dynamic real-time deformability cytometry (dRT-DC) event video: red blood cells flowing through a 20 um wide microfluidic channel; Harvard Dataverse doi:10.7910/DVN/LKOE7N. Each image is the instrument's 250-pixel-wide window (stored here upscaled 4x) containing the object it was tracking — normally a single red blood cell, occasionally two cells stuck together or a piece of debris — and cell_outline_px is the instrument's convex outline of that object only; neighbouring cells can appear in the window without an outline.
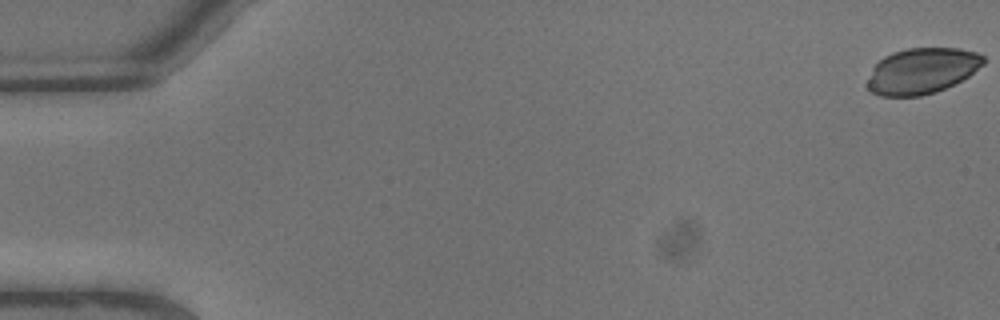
{"species": "common noctule bat (a hibernating species)", "species_latin": "Nyctalus noctula", "temperature_condition": "warm", "stored_images_in_passage": 10, "camera_frame_rate_fps": 3000, "um_per_image_px": 0.085, "animal": {"sex": "male", "body_mass_g": 13.3}, "frame": {"image": 1, "passage_image": 1, "time_ms": 0.0, "image_size_px": [1000, 320], "cell_outline_px": [[984, 64], [968, 76], [936, 92], [920, 96], [880, 96], [872, 92], [864, 84], [872, 68], [884, 56], [892, 52], [908, 48], [960, 48], [976, 52], [984, 56]], "centroid_in_image_um": [78.32, 6.02], "position_along_channel_um": 6.7, "area_um2": 31.04}}
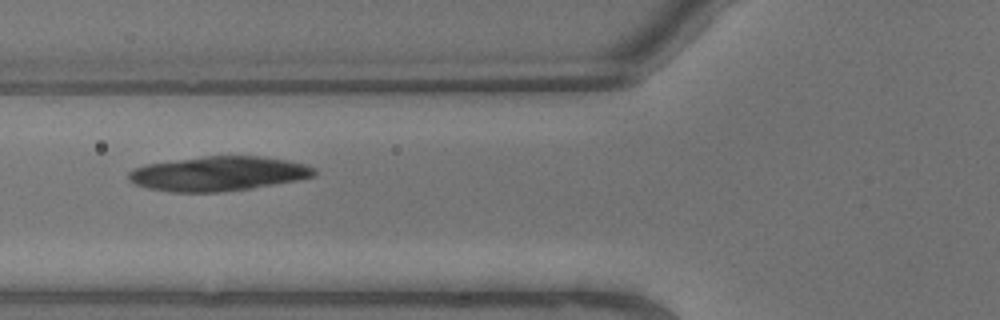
{"frame": {"image": 2, "passage_image": 9, "time_ms": 2.667, "image_size_px": [1000, 320], "cell_outline_px": [[316, 176], [300, 180], [252, 188], [216, 192], [172, 192], [148, 188], [136, 184], [128, 180], [128, 172], [132, 168], [148, 164], [208, 156], [260, 156], [288, 160], [304, 164], [316, 168]], "centroid_in_image_um": [18.6, 14.76], "position_along_channel_um": 107.2, "area_um2": 37.28}}
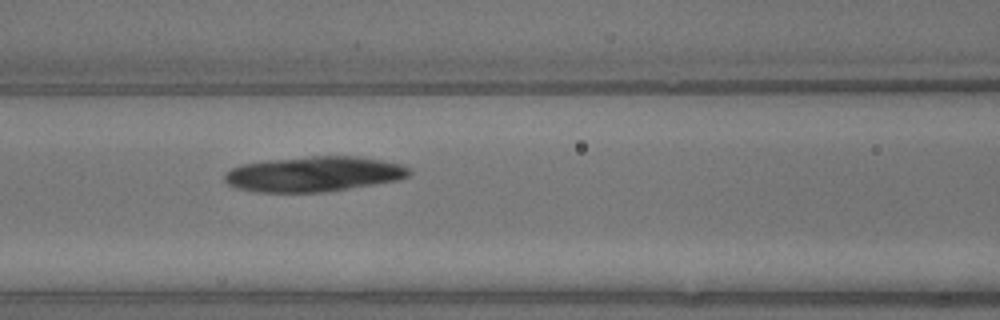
{"frame": {"image": 3, "passage_image": 10, "time_ms": 3.0, "image_size_px": [1000, 320], "cell_outline_px": [[412, 172], [408, 176], [400, 180], [324, 192], [256, 192], [236, 188], [228, 184], [224, 180], [224, 172], [240, 164], [268, 160], [312, 156], [356, 156], [404, 164]], "centroid_in_image_um": [26.67, 14.79], "position_along_channel_um": 139.9, "area_um2": 38.03}}